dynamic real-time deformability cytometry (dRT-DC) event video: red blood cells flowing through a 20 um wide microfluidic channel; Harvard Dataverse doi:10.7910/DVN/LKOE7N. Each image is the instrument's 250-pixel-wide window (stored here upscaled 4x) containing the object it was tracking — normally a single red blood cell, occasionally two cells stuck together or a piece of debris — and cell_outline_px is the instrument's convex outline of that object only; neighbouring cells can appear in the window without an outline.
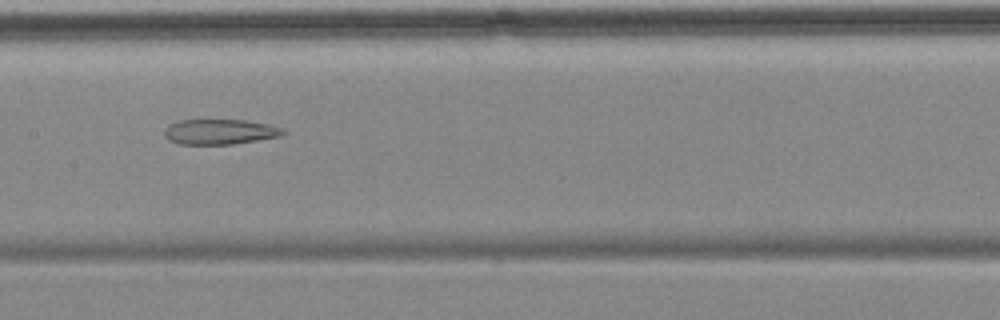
{"species": "common noctule bat (a hibernating species)", "species_latin": "Nyctalus noctula", "temperature_condition": "cold", "stored_images_in_passage": 10, "camera_frame_rate_fps": 3000, "um_per_image_px": 0.085, "animal": {"sex": "female", "body_mass_g": 18.4}, "frame": {"image": 1, "passage_image": 4, "time_ms": 3.333, "image_size_px": [1000, 320], "cell_outline_px": [[288, 132], [280, 136], [232, 144], [180, 144], [168, 140], [164, 136], [164, 128], [168, 124], [180, 120], [244, 120], [268, 124], [284, 128]], "centroid_in_image_um": [18.67, 11.2], "position_along_channel_um": 188.7, "area_um2": 17.51}}
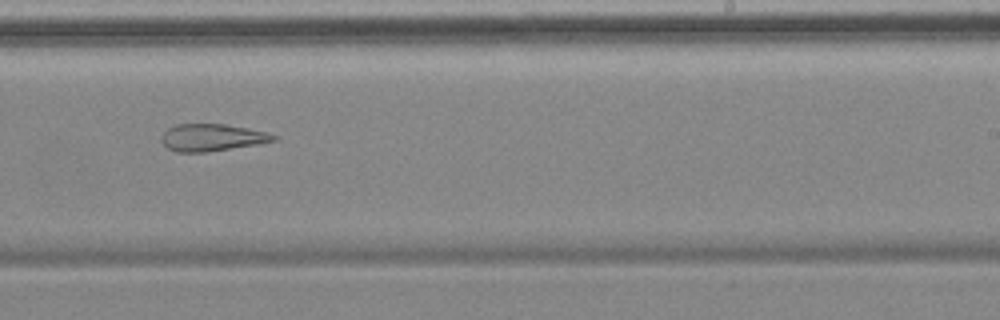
{"frame": {"image": 2, "passage_image": 6, "time_ms": 5.667, "image_size_px": [1000, 320], "cell_outline_px": [[280, 136], [276, 140], [260, 144], [204, 152], [176, 152], [168, 148], [160, 140], [160, 136], [168, 128], [176, 124], [224, 124], [248, 128], [268, 132]], "centroid_in_image_um": [18.04, 11.68], "position_along_channel_um": 271.0, "area_um2": 17.86}}
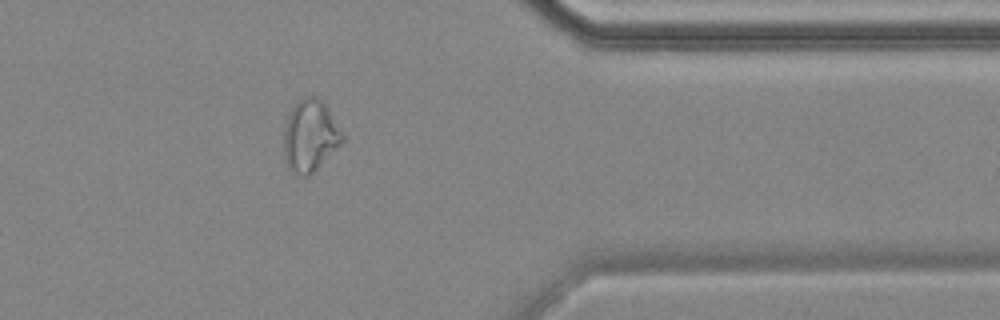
{"frame": {"image": 3, "passage_image": 9, "time_ms": 9.333, "image_size_px": [1000, 320], "cell_outline_px": [[344, 140], [308, 176], [304, 176], [292, 172], [288, 168], [284, 160], [284, 128], [288, 112], [300, 100], [308, 96], [316, 96], [324, 104], [344, 136]], "centroid_in_image_um": [26.31, 11.55], "position_along_channel_um": 385.1, "area_um2": 23.93}}